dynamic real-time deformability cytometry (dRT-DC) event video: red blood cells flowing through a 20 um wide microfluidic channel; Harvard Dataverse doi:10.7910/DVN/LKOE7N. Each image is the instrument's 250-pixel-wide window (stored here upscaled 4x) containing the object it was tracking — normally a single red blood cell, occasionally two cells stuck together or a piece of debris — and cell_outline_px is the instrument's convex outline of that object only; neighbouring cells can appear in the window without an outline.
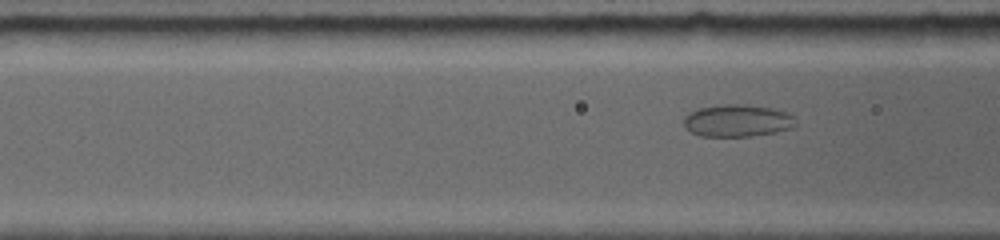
{"species": "common noctule bat (a hibernating species)", "species_latin": "Nyctalus noctula", "temperature_condition": "room temperature", "stored_images_in_passage": 12, "camera_frame_rate_fps": 5000, "um_per_image_px": 0.085, "animal": {"sex": "female", "body_mass_g": 19.0, "forearm_length_mm": 56.7}, "frame": {"image": 1, "passage_image": 8, "time_ms": 1.2, "image_size_px": [1000, 240], "cell_outline_px": [[796, 124], [788, 128], [772, 132], [748, 136], [704, 136], [692, 132], [684, 124], [684, 116], [696, 108], [724, 104], [744, 104], [772, 108], [784, 112], [792, 116]], "centroid_in_image_um": [62.62, 10.23], "position_along_channel_um": 104.0, "area_um2": 20.58}}